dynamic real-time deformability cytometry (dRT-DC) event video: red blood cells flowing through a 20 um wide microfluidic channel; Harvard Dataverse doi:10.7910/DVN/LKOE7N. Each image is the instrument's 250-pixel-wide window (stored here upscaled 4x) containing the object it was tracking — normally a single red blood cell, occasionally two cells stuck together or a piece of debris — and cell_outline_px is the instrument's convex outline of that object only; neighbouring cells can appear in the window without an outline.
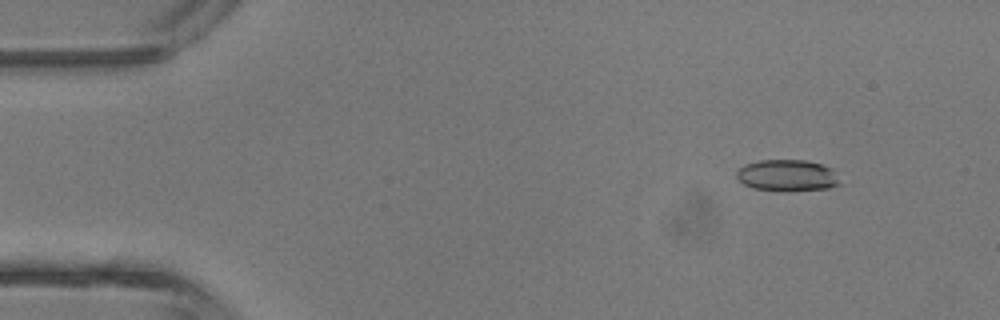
{"species": "common noctule bat (a hibernating species)", "species_latin": "Nyctalus noctula", "temperature_condition": "room temperature", "stored_images_in_passage": 44, "camera_frame_rate_fps": 3000, "um_per_image_px": 0.085, "animal": {"sex": "male", "body_mass_g": 13.3}, "frame": {"image": 1, "passage_image": 5, "time_ms": 1.333, "image_size_px": [1000, 320], "cell_outline_px": [[840, 184], [828, 188], [788, 192], [784, 192], [752, 188], [736, 180], [736, 172], [744, 164], [760, 160], [808, 160], [832, 168]], "centroid_in_image_um": [66.87, 14.92], "position_along_channel_um": 18.1, "area_um2": 19.25}}
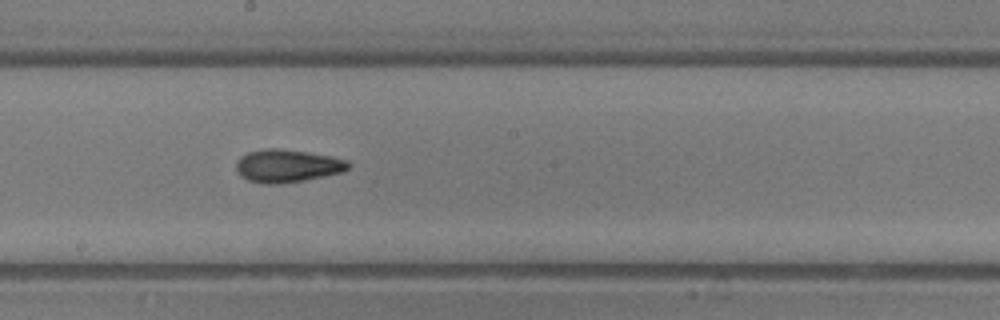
{"frame": {"image": 2, "passage_image": 24, "time_ms": 7.667, "image_size_px": [1000, 320], "cell_outline_px": [[352, 164], [344, 172], [304, 180], [276, 184], [264, 184], [248, 180], [240, 176], [236, 172], [236, 160], [240, 156], [248, 152], [264, 148], [276, 148], [308, 152], [332, 156], [348, 160]], "centroid_in_image_um": [24.41, 14.09], "position_along_channel_um": 223.8, "area_um2": 21.73}}
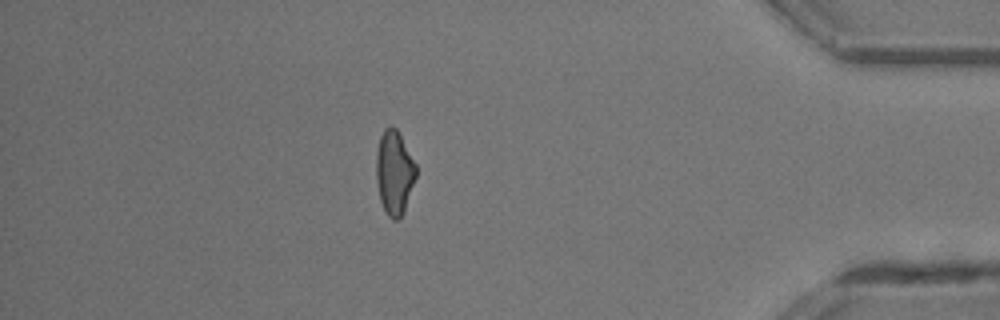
{"frame": {"image": 3, "passage_image": 38, "time_ms": 12.333, "image_size_px": [1000, 320], "cell_outline_px": [[416, 176], [404, 212], [396, 220], [392, 220], [388, 216], [380, 200], [376, 180], [376, 152], [380, 136], [384, 128], [392, 124], [396, 128], [416, 164]], "centroid_in_image_um": [33.5, 14.64], "position_along_channel_um": 401.7, "area_um2": 19.48}, "authors_computed_cell_mechanics": {"area_um2": 19.7965, "velocity_mm_per_s": 4.7542, "shape_relaxation_time_tau1_ms": 6.3952, "shape_relaxation_time_tau2_ms": 2.6821, "deformation_change_tau1": 0.1909, "deformation_change_tau2": 0.0905}}